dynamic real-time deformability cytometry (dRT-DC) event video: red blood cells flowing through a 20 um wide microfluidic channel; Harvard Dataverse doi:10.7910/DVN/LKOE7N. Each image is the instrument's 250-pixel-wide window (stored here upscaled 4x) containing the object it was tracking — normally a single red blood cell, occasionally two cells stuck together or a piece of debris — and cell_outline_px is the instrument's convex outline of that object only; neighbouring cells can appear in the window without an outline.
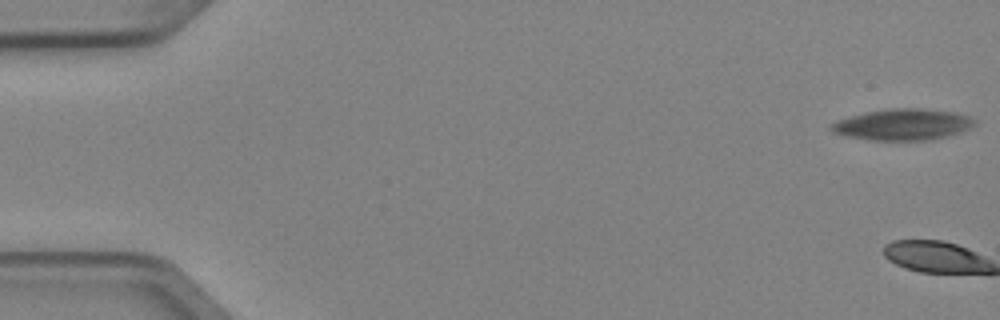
{"species": "Egyptian fruit bat (a non-hibernating species)", "species_latin": "Rousettus aegyptiacus", "temperature_condition": "cold", "stored_images_in_passage": 5, "camera_frame_rate_fps": 3000, "um_per_image_px": 0.085, "animal": {"sex": "female"}, "frame": {"image": 1, "passage_image": 1, "time_ms": 0.0, "image_size_px": [1000, 320], "cell_outline_px": [[976, 124], [960, 132], [932, 140], [868, 140], [844, 136], [832, 132], [828, 128], [836, 120], [848, 116], [864, 112], [888, 108], [916, 108], [956, 112], [972, 116], [976, 120]], "centroid_in_image_um": [76.71, 10.58], "position_along_channel_um": 8.3, "area_um2": 26.47}}